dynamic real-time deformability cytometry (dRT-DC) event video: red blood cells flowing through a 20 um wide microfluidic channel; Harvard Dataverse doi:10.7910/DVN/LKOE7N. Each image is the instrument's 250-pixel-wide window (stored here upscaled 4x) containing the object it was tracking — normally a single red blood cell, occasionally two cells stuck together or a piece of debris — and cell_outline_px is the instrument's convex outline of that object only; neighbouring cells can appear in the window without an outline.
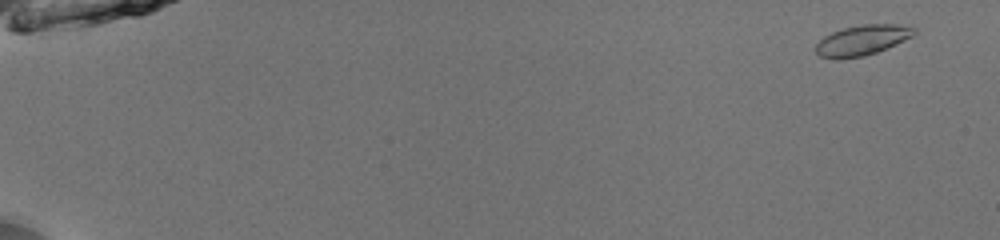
{"species": "common noctule bat (a hibernating species)", "species_latin": "Nyctalus noctula", "temperature_condition": "room temperature", "stored_images_in_passage": 13, "camera_frame_rate_fps": 3000, "um_per_image_px": 0.085, "animal": {"sex": "male", "body_mass_g": 13.0, "forearm_length_mm": 53.1}, "frame": {"image": 1, "passage_image": 2, "time_ms": 0.333, "image_size_px": [1000, 240], "cell_outline_px": [[916, 32], [912, 36], [896, 44], [876, 52], [864, 56], [840, 60], [836, 60], [820, 56], [816, 52], [816, 44], [824, 36], [832, 32], [844, 28], [864, 24], [896, 24], [916, 28]], "centroid_in_image_um": [73.26, 3.43], "position_along_channel_um": 11.7, "area_um2": 17.34}}